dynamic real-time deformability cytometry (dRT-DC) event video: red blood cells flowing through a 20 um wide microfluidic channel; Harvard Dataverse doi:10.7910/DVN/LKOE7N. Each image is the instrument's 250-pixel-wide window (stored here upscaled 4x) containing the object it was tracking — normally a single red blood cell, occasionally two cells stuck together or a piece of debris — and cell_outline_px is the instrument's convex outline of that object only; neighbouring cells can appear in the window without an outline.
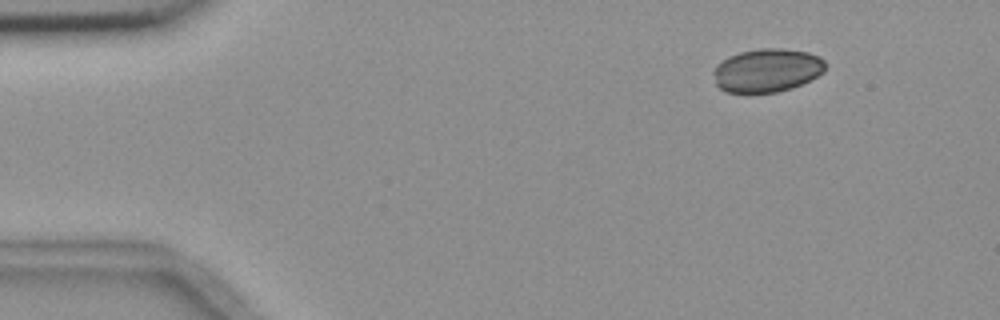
{"species": "common noctule bat (a hibernating species)", "species_latin": "Nyctalus noctula", "temperature_condition": "room temperature", "stored_images_in_passage": 4, "camera_frame_rate_fps": 3000, "um_per_image_px": 0.085, "animal": {"sex": "female", "body_mass_g": 18.4}, "frame": {"image": 1, "passage_image": 1, "time_ms": 0.0, "image_size_px": [1000, 320], "cell_outline_px": [[828, 64], [824, 72], [792, 88], [776, 92], [724, 92], [716, 84], [712, 72], [716, 64], [728, 56], [740, 52], [760, 48], [784, 48], [808, 52], [820, 56]], "centroid_in_image_um": [65.19, 5.96], "position_along_channel_um": 19.8, "area_um2": 28.55}}